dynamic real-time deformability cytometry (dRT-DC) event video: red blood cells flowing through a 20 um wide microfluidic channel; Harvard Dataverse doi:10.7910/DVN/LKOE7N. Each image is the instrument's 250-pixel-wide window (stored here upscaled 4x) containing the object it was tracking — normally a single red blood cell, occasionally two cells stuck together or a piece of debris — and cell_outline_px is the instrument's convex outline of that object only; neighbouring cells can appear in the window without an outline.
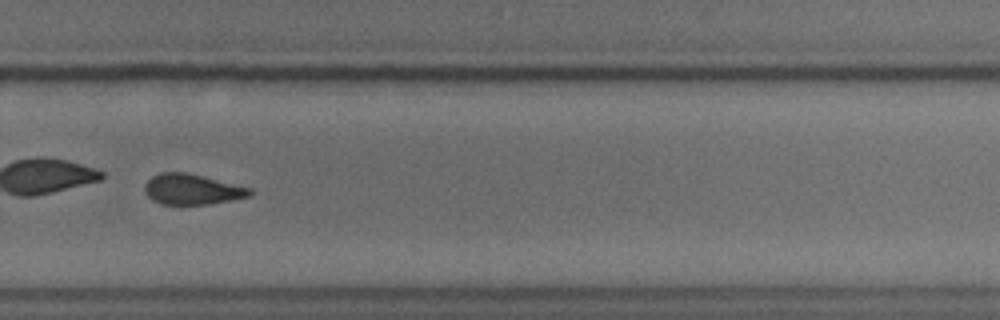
{"species": "common noctule bat (a hibernating species)", "species_latin": "Nyctalus noctula", "temperature_condition": "cold", "stored_images_in_passage": 54, "camera_frame_rate_fps": 3000, "um_per_image_px": 0.085, "animal": {"sex": "male", "body_mass_g": 18.8}, "frame": {"image": 1, "passage_image": 39, "time_ms": 12.667, "image_size_px": [1000, 320], "cell_outline_px": [[252, 196], [204, 204], [160, 204], [152, 200], [144, 192], [144, 184], [152, 176], [160, 172], [184, 172], [252, 188]], "centroid_in_image_um": [16.28, 16.09], "position_along_channel_um": 313.5, "area_um2": 18.5}, "authors_computed_cell_mechanics": {"area_um2": 19.8832, "velocity_mm_per_s": 3.7404, "shape_relaxation_time_tau1_ms": 7.0754, "shape_relaxation_time_tau2_ms": 3.1438, "deformation_change_tau1": 0.1315, "deformation_change_tau2": 0.0736}}